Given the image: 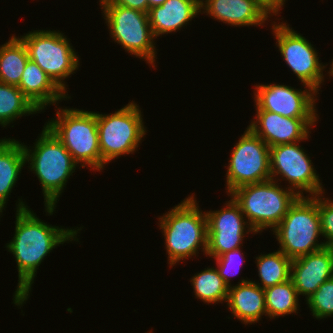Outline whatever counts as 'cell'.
I'll use <instances>...</instances> for the list:
<instances>
[{
	"label": "cell",
	"mask_w": 333,
	"mask_h": 333,
	"mask_svg": "<svg viewBox=\"0 0 333 333\" xmlns=\"http://www.w3.org/2000/svg\"><path fill=\"white\" fill-rule=\"evenodd\" d=\"M18 202L15 234L6 248L15 257L18 269L19 280L13 303L21 306L29 298L37 269L44 258L59 244L78 241L76 236L81 227L72 230L48 225L28 209L23 201Z\"/></svg>",
	"instance_id": "1"
},
{
	"label": "cell",
	"mask_w": 333,
	"mask_h": 333,
	"mask_svg": "<svg viewBox=\"0 0 333 333\" xmlns=\"http://www.w3.org/2000/svg\"><path fill=\"white\" fill-rule=\"evenodd\" d=\"M34 144L33 150L23 145L26 162H31H29V169L41 183L45 210L52 215L57 200L59 201L58 198L67 185V179L73 175L78 165L62 142L46 125Z\"/></svg>",
	"instance_id": "2"
},
{
	"label": "cell",
	"mask_w": 333,
	"mask_h": 333,
	"mask_svg": "<svg viewBox=\"0 0 333 333\" xmlns=\"http://www.w3.org/2000/svg\"><path fill=\"white\" fill-rule=\"evenodd\" d=\"M197 205L194 196H189L159 218L170 267L197 256L198 249L206 255L207 219Z\"/></svg>",
	"instance_id": "3"
},
{
	"label": "cell",
	"mask_w": 333,
	"mask_h": 333,
	"mask_svg": "<svg viewBox=\"0 0 333 333\" xmlns=\"http://www.w3.org/2000/svg\"><path fill=\"white\" fill-rule=\"evenodd\" d=\"M56 117L45 124L62 142L73 160L80 167L88 165L93 171H100L106 165L102 161L97 115L95 112L79 109L58 108Z\"/></svg>",
	"instance_id": "4"
},
{
	"label": "cell",
	"mask_w": 333,
	"mask_h": 333,
	"mask_svg": "<svg viewBox=\"0 0 333 333\" xmlns=\"http://www.w3.org/2000/svg\"><path fill=\"white\" fill-rule=\"evenodd\" d=\"M278 184L275 179H270L238 187L229 194L255 233L268 227L273 230L299 197L295 191L285 190Z\"/></svg>",
	"instance_id": "5"
},
{
	"label": "cell",
	"mask_w": 333,
	"mask_h": 333,
	"mask_svg": "<svg viewBox=\"0 0 333 333\" xmlns=\"http://www.w3.org/2000/svg\"><path fill=\"white\" fill-rule=\"evenodd\" d=\"M273 232L280 251L292 260L325 248V241L317 240L322 235L318 195L299 196Z\"/></svg>",
	"instance_id": "6"
},
{
	"label": "cell",
	"mask_w": 333,
	"mask_h": 333,
	"mask_svg": "<svg viewBox=\"0 0 333 333\" xmlns=\"http://www.w3.org/2000/svg\"><path fill=\"white\" fill-rule=\"evenodd\" d=\"M141 113L134 101L112 114L96 113L100 152L105 164L137 150L147 132Z\"/></svg>",
	"instance_id": "7"
},
{
	"label": "cell",
	"mask_w": 333,
	"mask_h": 333,
	"mask_svg": "<svg viewBox=\"0 0 333 333\" xmlns=\"http://www.w3.org/2000/svg\"><path fill=\"white\" fill-rule=\"evenodd\" d=\"M20 39L26 46L29 60L35 62L66 93L64 78L75 73L80 65L66 36L59 30H34Z\"/></svg>",
	"instance_id": "8"
},
{
	"label": "cell",
	"mask_w": 333,
	"mask_h": 333,
	"mask_svg": "<svg viewBox=\"0 0 333 333\" xmlns=\"http://www.w3.org/2000/svg\"><path fill=\"white\" fill-rule=\"evenodd\" d=\"M101 6L111 38L128 53L145 59L155 69V36L148 13L115 4Z\"/></svg>",
	"instance_id": "9"
},
{
	"label": "cell",
	"mask_w": 333,
	"mask_h": 333,
	"mask_svg": "<svg viewBox=\"0 0 333 333\" xmlns=\"http://www.w3.org/2000/svg\"><path fill=\"white\" fill-rule=\"evenodd\" d=\"M232 150L226 173V190L271 179L270 147L248 127Z\"/></svg>",
	"instance_id": "10"
},
{
	"label": "cell",
	"mask_w": 333,
	"mask_h": 333,
	"mask_svg": "<svg viewBox=\"0 0 333 333\" xmlns=\"http://www.w3.org/2000/svg\"><path fill=\"white\" fill-rule=\"evenodd\" d=\"M298 143L270 147L271 179L274 180L279 175L283 180L289 181L291 186L288 188L295 191L298 196H304L303 191L311 196L324 193L325 190L315 172L312 160Z\"/></svg>",
	"instance_id": "11"
},
{
	"label": "cell",
	"mask_w": 333,
	"mask_h": 333,
	"mask_svg": "<svg viewBox=\"0 0 333 333\" xmlns=\"http://www.w3.org/2000/svg\"><path fill=\"white\" fill-rule=\"evenodd\" d=\"M287 23L274 24L272 27L281 57L301 80L303 86H309L318 92L324 81L323 69L318 53L305 37L292 30Z\"/></svg>",
	"instance_id": "12"
},
{
	"label": "cell",
	"mask_w": 333,
	"mask_h": 333,
	"mask_svg": "<svg viewBox=\"0 0 333 333\" xmlns=\"http://www.w3.org/2000/svg\"><path fill=\"white\" fill-rule=\"evenodd\" d=\"M205 215L207 219L206 255L211 258L240 248L245 233L255 234L248 221H244V214L232 197L224 209L205 212Z\"/></svg>",
	"instance_id": "13"
},
{
	"label": "cell",
	"mask_w": 333,
	"mask_h": 333,
	"mask_svg": "<svg viewBox=\"0 0 333 333\" xmlns=\"http://www.w3.org/2000/svg\"><path fill=\"white\" fill-rule=\"evenodd\" d=\"M255 88L256 109L267 110L287 118H317L318 116L315 109L317 92L309 86L304 87L306 89L303 91L275 83L259 84Z\"/></svg>",
	"instance_id": "14"
},
{
	"label": "cell",
	"mask_w": 333,
	"mask_h": 333,
	"mask_svg": "<svg viewBox=\"0 0 333 333\" xmlns=\"http://www.w3.org/2000/svg\"><path fill=\"white\" fill-rule=\"evenodd\" d=\"M256 112V118L248 128L269 147L307 140L311 126H314L318 120V118H287L262 109H256Z\"/></svg>",
	"instance_id": "15"
},
{
	"label": "cell",
	"mask_w": 333,
	"mask_h": 333,
	"mask_svg": "<svg viewBox=\"0 0 333 333\" xmlns=\"http://www.w3.org/2000/svg\"><path fill=\"white\" fill-rule=\"evenodd\" d=\"M332 277L333 253L329 246L292 260L290 279L298 295H304L306 299Z\"/></svg>",
	"instance_id": "16"
},
{
	"label": "cell",
	"mask_w": 333,
	"mask_h": 333,
	"mask_svg": "<svg viewBox=\"0 0 333 333\" xmlns=\"http://www.w3.org/2000/svg\"><path fill=\"white\" fill-rule=\"evenodd\" d=\"M200 1L203 13L231 26H261L269 17L253 0Z\"/></svg>",
	"instance_id": "17"
},
{
	"label": "cell",
	"mask_w": 333,
	"mask_h": 333,
	"mask_svg": "<svg viewBox=\"0 0 333 333\" xmlns=\"http://www.w3.org/2000/svg\"><path fill=\"white\" fill-rule=\"evenodd\" d=\"M229 287L227 305L234 317L244 324L257 323L266 313L264 289L255 281L242 279Z\"/></svg>",
	"instance_id": "18"
},
{
	"label": "cell",
	"mask_w": 333,
	"mask_h": 333,
	"mask_svg": "<svg viewBox=\"0 0 333 333\" xmlns=\"http://www.w3.org/2000/svg\"><path fill=\"white\" fill-rule=\"evenodd\" d=\"M200 0H167L148 12L149 24L154 36L180 30L201 12Z\"/></svg>",
	"instance_id": "19"
},
{
	"label": "cell",
	"mask_w": 333,
	"mask_h": 333,
	"mask_svg": "<svg viewBox=\"0 0 333 333\" xmlns=\"http://www.w3.org/2000/svg\"><path fill=\"white\" fill-rule=\"evenodd\" d=\"M17 87L40 112L48 104L56 105L58 101L70 98L31 60L27 61Z\"/></svg>",
	"instance_id": "20"
},
{
	"label": "cell",
	"mask_w": 333,
	"mask_h": 333,
	"mask_svg": "<svg viewBox=\"0 0 333 333\" xmlns=\"http://www.w3.org/2000/svg\"><path fill=\"white\" fill-rule=\"evenodd\" d=\"M15 139H0V212L4 209L26 163L23 144ZM0 213V214H1Z\"/></svg>",
	"instance_id": "21"
},
{
	"label": "cell",
	"mask_w": 333,
	"mask_h": 333,
	"mask_svg": "<svg viewBox=\"0 0 333 333\" xmlns=\"http://www.w3.org/2000/svg\"><path fill=\"white\" fill-rule=\"evenodd\" d=\"M28 60L23 41L15 35L11 36L8 42L0 46V82L18 86Z\"/></svg>",
	"instance_id": "22"
},
{
	"label": "cell",
	"mask_w": 333,
	"mask_h": 333,
	"mask_svg": "<svg viewBox=\"0 0 333 333\" xmlns=\"http://www.w3.org/2000/svg\"><path fill=\"white\" fill-rule=\"evenodd\" d=\"M258 275L261 283L255 282L262 289L272 287L290 280L292 259L282 251L256 257Z\"/></svg>",
	"instance_id": "23"
},
{
	"label": "cell",
	"mask_w": 333,
	"mask_h": 333,
	"mask_svg": "<svg viewBox=\"0 0 333 333\" xmlns=\"http://www.w3.org/2000/svg\"><path fill=\"white\" fill-rule=\"evenodd\" d=\"M37 111L39 112L17 86L0 82V125L2 127L23 115L36 114Z\"/></svg>",
	"instance_id": "24"
},
{
	"label": "cell",
	"mask_w": 333,
	"mask_h": 333,
	"mask_svg": "<svg viewBox=\"0 0 333 333\" xmlns=\"http://www.w3.org/2000/svg\"><path fill=\"white\" fill-rule=\"evenodd\" d=\"M266 313L270 319L298 313V292L292 280L264 289Z\"/></svg>",
	"instance_id": "25"
},
{
	"label": "cell",
	"mask_w": 333,
	"mask_h": 333,
	"mask_svg": "<svg viewBox=\"0 0 333 333\" xmlns=\"http://www.w3.org/2000/svg\"><path fill=\"white\" fill-rule=\"evenodd\" d=\"M194 294L204 303L227 301L229 287L222 279L217 268H207L194 275L190 280Z\"/></svg>",
	"instance_id": "26"
},
{
	"label": "cell",
	"mask_w": 333,
	"mask_h": 333,
	"mask_svg": "<svg viewBox=\"0 0 333 333\" xmlns=\"http://www.w3.org/2000/svg\"><path fill=\"white\" fill-rule=\"evenodd\" d=\"M312 315L317 319L333 315V277L322 283L306 300Z\"/></svg>",
	"instance_id": "27"
},
{
	"label": "cell",
	"mask_w": 333,
	"mask_h": 333,
	"mask_svg": "<svg viewBox=\"0 0 333 333\" xmlns=\"http://www.w3.org/2000/svg\"><path fill=\"white\" fill-rule=\"evenodd\" d=\"M240 250V248H237L214 258L216 260V265L218 266L217 270L228 287L232 286L230 283V277L239 273V269L243 264L242 262H244L242 261L244 260L242 255L244 256V254L241 253L242 251Z\"/></svg>",
	"instance_id": "28"
},
{
	"label": "cell",
	"mask_w": 333,
	"mask_h": 333,
	"mask_svg": "<svg viewBox=\"0 0 333 333\" xmlns=\"http://www.w3.org/2000/svg\"><path fill=\"white\" fill-rule=\"evenodd\" d=\"M318 194V212L320 216L321 234L326 239V246L333 245V201Z\"/></svg>",
	"instance_id": "29"
},
{
	"label": "cell",
	"mask_w": 333,
	"mask_h": 333,
	"mask_svg": "<svg viewBox=\"0 0 333 333\" xmlns=\"http://www.w3.org/2000/svg\"><path fill=\"white\" fill-rule=\"evenodd\" d=\"M100 4H115L148 13V0H100Z\"/></svg>",
	"instance_id": "30"
},
{
	"label": "cell",
	"mask_w": 333,
	"mask_h": 333,
	"mask_svg": "<svg viewBox=\"0 0 333 333\" xmlns=\"http://www.w3.org/2000/svg\"><path fill=\"white\" fill-rule=\"evenodd\" d=\"M256 4H258L269 16V14L277 15L278 12L284 5L285 0H253ZM273 13V14H272Z\"/></svg>",
	"instance_id": "31"
},
{
	"label": "cell",
	"mask_w": 333,
	"mask_h": 333,
	"mask_svg": "<svg viewBox=\"0 0 333 333\" xmlns=\"http://www.w3.org/2000/svg\"><path fill=\"white\" fill-rule=\"evenodd\" d=\"M167 0H148L149 10L155 6H161Z\"/></svg>",
	"instance_id": "32"
},
{
	"label": "cell",
	"mask_w": 333,
	"mask_h": 333,
	"mask_svg": "<svg viewBox=\"0 0 333 333\" xmlns=\"http://www.w3.org/2000/svg\"><path fill=\"white\" fill-rule=\"evenodd\" d=\"M328 73H329V75L333 76V59H332V63H331V68Z\"/></svg>",
	"instance_id": "33"
}]
</instances>
